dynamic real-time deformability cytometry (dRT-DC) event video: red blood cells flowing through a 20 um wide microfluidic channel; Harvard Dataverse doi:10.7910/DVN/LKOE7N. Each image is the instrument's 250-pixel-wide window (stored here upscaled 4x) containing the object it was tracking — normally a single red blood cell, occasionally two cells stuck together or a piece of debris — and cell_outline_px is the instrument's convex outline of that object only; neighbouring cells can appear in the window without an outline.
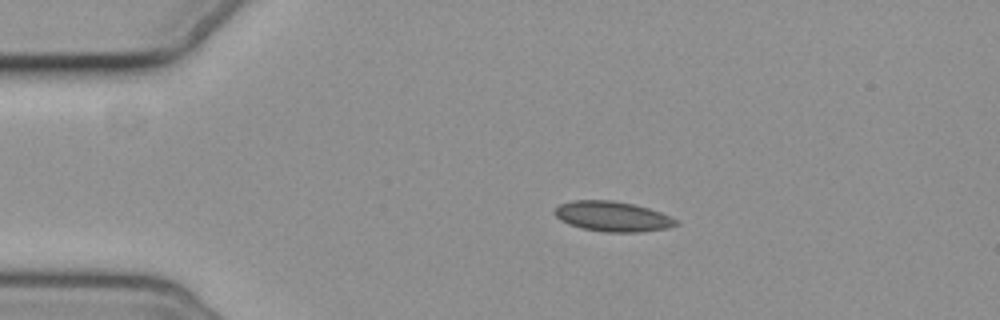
{"species": "common noctule bat (a hibernating species)", "species_latin": "Nyctalus noctula", "temperature_condition": "cold", "stored_images_in_passage": 5, "camera_frame_rate_fps": 3000, "um_per_image_px": 0.085, "animal": {"sex": "female", "body_mass_g": 19.3, "forearm_length_mm": 54.1}, "frame": {"image": 1, "passage_image": 2, "time_ms": 2.0, "image_size_px": [1000, 320], "cell_outline_px": [[680, 224], [668, 228], [640, 232], [604, 232], [580, 228], [568, 224], [560, 220], [556, 216], [556, 208], [560, 204], [572, 200], [612, 200], [632, 204], [648, 208], [660, 212], [676, 220]], "centroid_in_image_um": [52.06, 18.4], "position_along_channel_um": 32.9, "area_um2": 21.21}}
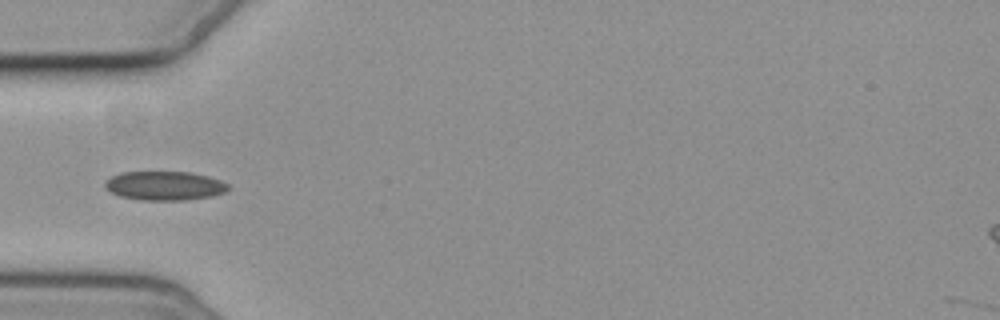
{"frame": {"image": 2, "passage_image": 4, "time_ms": 4.333, "image_size_px": [1000, 320], "cell_outline_px": [[232, 188], [224, 192], [212, 196], [188, 200], [140, 200], [120, 196], [112, 192], [104, 184], [112, 176], [120, 172], [192, 172], [208, 176], [220, 180], [228, 184]], "centroid_in_image_um": [14.05, 15.79], "position_along_channel_um": 71.0, "area_um2": 20.81}}
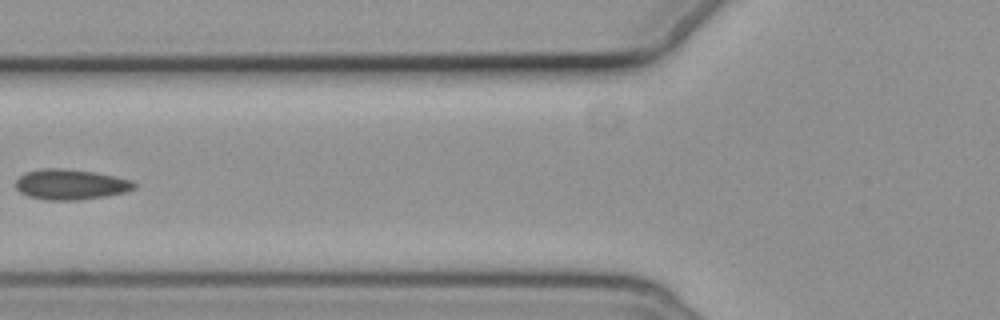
{"frame": {"image": 3, "passage_image": 5, "time_ms": 5.667, "image_size_px": [1000, 320], "cell_outline_px": [[136, 188], [124, 192], [104, 196], [80, 200], [44, 200], [28, 196], [20, 192], [16, 188], [16, 180], [24, 172], [40, 168], [64, 168], [96, 172], [132, 180], [136, 184]], "centroid_in_image_um": [5.98, 15.67], "position_along_channel_um": 119.8, "area_um2": 21.15}}